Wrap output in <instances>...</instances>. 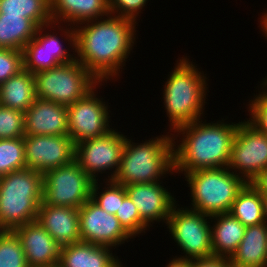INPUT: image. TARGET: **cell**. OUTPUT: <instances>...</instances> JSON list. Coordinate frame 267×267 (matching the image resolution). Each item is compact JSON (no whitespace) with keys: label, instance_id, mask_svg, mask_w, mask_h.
<instances>
[{"label":"cell","instance_id":"obj_37","mask_svg":"<svg viewBox=\"0 0 267 267\" xmlns=\"http://www.w3.org/2000/svg\"><path fill=\"white\" fill-rule=\"evenodd\" d=\"M262 195H267V168L251 182Z\"/></svg>","mask_w":267,"mask_h":267},{"label":"cell","instance_id":"obj_13","mask_svg":"<svg viewBox=\"0 0 267 267\" xmlns=\"http://www.w3.org/2000/svg\"><path fill=\"white\" fill-rule=\"evenodd\" d=\"M26 167L42 174L75 159V143L69 135L24 136Z\"/></svg>","mask_w":267,"mask_h":267},{"label":"cell","instance_id":"obj_21","mask_svg":"<svg viewBox=\"0 0 267 267\" xmlns=\"http://www.w3.org/2000/svg\"><path fill=\"white\" fill-rule=\"evenodd\" d=\"M109 14L108 0H51L53 23H59L60 19V22L68 21L71 25L81 26L84 22L101 19Z\"/></svg>","mask_w":267,"mask_h":267},{"label":"cell","instance_id":"obj_8","mask_svg":"<svg viewBox=\"0 0 267 267\" xmlns=\"http://www.w3.org/2000/svg\"><path fill=\"white\" fill-rule=\"evenodd\" d=\"M93 182L74 159L43 174L41 204L79 209L91 198Z\"/></svg>","mask_w":267,"mask_h":267},{"label":"cell","instance_id":"obj_20","mask_svg":"<svg viewBox=\"0 0 267 267\" xmlns=\"http://www.w3.org/2000/svg\"><path fill=\"white\" fill-rule=\"evenodd\" d=\"M110 248L84 241L62 246L58 267H121Z\"/></svg>","mask_w":267,"mask_h":267},{"label":"cell","instance_id":"obj_2","mask_svg":"<svg viewBox=\"0 0 267 267\" xmlns=\"http://www.w3.org/2000/svg\"><path fill=\"white\" fill-rule=\"evenodd\" d=\"M200 120L175 130L184 135L182 143L173 145L176 173L228 166L232 142L239 123L227 124L217 121L211 124L202 123Z\"/></svg>","mask_w":267,"mask_h":267},{"label":"cell","instance_id":"obj_32","mask_svg":"<svg viewBox=\"0 0 267 267\" xmlns=\"http://www.w3.org/2000/svg\"><path fill=\"white\" fill-rule=\"evenodd\" d=\"M24 138V112L0 105V139Z\"/></svg>","mask_w":267,"mask_h":267},{"label":"cell","instance_id":"obj_31","mask_svg":"<svg viewBox=\"0 0 267 267\" xmlns=\"http://www.w3.org/2000/svg\"><path fill=\"white\" fill-rule=\"evenodd\" d=\"M115 216L119 219L121 226L131 236L145 233L149 227L140 217L137 207L134 205L130 197L127 195L123 201H120V207Z\"/></svg>","mask_w":267,"mask_h":267},{"label":"cell","instance_id":"obj_34","mask_svg":"<svg viewBox=\"0 0 267 267\" xmlns=\"http://www.w3.org/2000/svg\"><path fill=\"white\" fill-rule=\"evenodd\" d=\"M265 90L250 100L248 111L251 113V118L247 121L260 132L267 134V88Z\"/></svg>","mask_w":267,"mask_h":267},{"label":"cell","instance_id":"obj_40","mask_svg":"<svg viewBox=\"0 0 267 267\" xmlns=\"http://www.w3.org/2000/svg\"><path fill=\"white\" fill-rule=\"evenodd\" d=\"M263 211L265 222H267V195H263Z\"/></svg>","mask_w":267,"mask_h":267},{"label":"cell","instance_id":"obj_28","mask_svg":"<svg viewBox=\"0 0 267 267\" xmlns=\"http://www.w3.org/2000/svg\"><path fill=\"white\" fill-rule=\"evenodd\" d=\"M26 168L23 138L0 139V177Z\"/></svg>","mask_w":267,"mask_h":267},{"label":"cell","instance_id":"obj_10","mask_svg":"<svg viewBox=\"0 0 267 267\" xmlns=\"http://www.w3.org/2000/svg\"><path fill=\"white\" fill-rule=\"evenodd\" d=\"M227 168L233 169V173L237 169L235 174L251 183L267 168V134L257 130L248 121L239 122Z\"/></svg>","mask_w":267,"mask_h":267},{"label":"cell","instance_id":"obj_14","mask_svg":"<svg viewBox=\"0 0 267 267\" xmlns=\"http://www.w3.org/2000/svg\"><path fill=\"white\" fill-rule=\"evenodd\" d=\"M81 241L116 247L131 236L121 226L119 219L104 211L91 198L79 209Z\"/></svg>","mask_w":267,"mask_h":267},{"label":"cell","instance_id":"obj_17","mask_svg":"<svg viewBox=\"0 0 267 267\" xmlns=\"http://www.w3.org/2000/svg\"><path fill=\"white\" fill-rule=\"evenodd\" d=\"M127 195L139 211L141 219L149 226L153 221H165L174 205V197L159 182L125 185Z\"/></svg>","mask_w":267,"mask_h":267},{"label":"cell","instance_id":"obj_30","mask_svg":"<svg viewBox=\"0 0 267 267\" xmlns=\"http://www.w3.org/2000/svg\"><path fill=\"white\" fill-rule=\"evenodd\" d=\"M97 181L98 179L93 182L91 199L104 211L115 215L120 207V201H123V199L127 196L125 186L109 180L107 182L109 184L106 183L109 187H105V190L99 194V184ZM97 194H99V196Z\"/></svg>","mask_w":267,"mask_h":267},{"label":"cell","instance_id":"obj_9","mask_svg":"<svg viewBox=\"0 0 267 267\" xmlns=\"http://www.w3.org/2000/svg\"><path fill=\"white\" fill-rule=\"evenodd\" d=\"M174 205L167 220L170 234L186 253L178 259H199L213 256L211 245V225L207 221V214L193 209L181 210Z\"/></svg>","mask_w":267,"mask_h":267},{"label":"cell","instance_id":"obj_15","mask_svg":"<svg viewBox=\"0 0 267 267\" xmlns=\"http://www.w3.org/2000/svg\"><path fill=\"white\" fill-rule=\"evenodd\" d=\"M50 25L40 26L36 35L23 49L24 69L33 75L76 60V56L72 57V54L62 48L63 45L54 33L51 35L46 32V34L42 35L41 33L40 35V32Z\"/></svg>","mask_w":267,"mask_h":267},{"label":"cell","instance_id":"obj_27","mask_svg":"<svg viewBox=\"0 0 267 267\" xmlns=\"http://www.w3.org/2000/svg\"><path fill=\"white\" fill-rule=\"evenodd\" d=\"M0 15L23 16L39 27L55 25L51 17V0H0Z\"/></svg>","mask_w":267,"mask_h":267},{"label":"cell","instance_id":"obj_1","mask_svg":"<svg viewBox=\"0 0 267 267\" xmlns=\"http://www.w3.org/2000/svg\"><path fill=\"white\" fill-rule=\"evenodd\" d=\"M102 19L84 22L87 24L78 25L77 29L70 26L71 30L66 28L64 33L75 48L76 60L99 82L117 76L136 39V22L133 20L111 14Z\"/></svg>","mask_w":267,"mask_h":267},{"label":"cell","instance_id":"obj_29","mask_svg":"<svg viewBox=\"0 0 267 267\" xmlns=\"http://www.w3.org/2000/svg\"><path fill=\"white\" fill-rule=\"evenodd\" d=\"M0 267H29L21 242L13 231H0Z\"/></svg>","mask_w":267,"mask_h":267},{"label":"cell","instance_id":"obj_4","mask_svg":"<svg viewBox=\"0 0 267 267\" xmlns=\"http://www.w3.org/2000/svg\"><path fill=\"white\" fill-rule=\"evenodd\" d=\"M43 174L22 169L0 177V231L37 220L42 203Z\"/></svg>","mask_w":267,"mask_h":267},{"label":"cell","instance_id":"obj_16","mask_svg":"<svg viewBox=\"0 0 267 267\" xmlns=\"http://www.w3.org/2000/svg\"><path fill=\"white\" fill-rule=\"evenodd\" d=\"M29 267H58L61 246L36 220L13 230Z\"/></svg>","mask_w":267,"mask_h":267},{"label":"cell","instance_id":"obj_3","mask_svg":"<svg viewBox=\"0 0 267 267\" xmlns=\"http://www.w3.org/2000/svg\"><path fill=\"white\" fill-rule=\"evenodd\" d=\"M174 140L171 135H162L137 145L125 137L122 159L112 181L124 186L152 183L167 172L173 174Z\"/></svg>","mask_w":267,"mask_h":267},{"label":"cell","instance_id":"obj_7","mask_svg":"<svg viewBox=\"0 0 267 267\" xmlns=\"http://www.w3.org/2000/svg\"><path fill=\"white\" fill-rule=\"evenodd\" d=\"M39 99L70 105L96 89L100 82L77 60L34 74Z\"/></svg>","mask_w":267,"mask_h":267},{"label":"cell","instance_id":"obj_19","mask_svg":"<svg viewBox=\"0 0 267 267\" xmlns=\"http://www.w3.org/2000/svg\"><path fill=\"white\" fill-rule=\"evenodd\" d=\"M37 221L61 247L81 241L76 208L40 204Z\"/></svg>","mask_w":267,"mask_h":267},{"label":"cell","instance_id":"obj_12","mask_svg":"<svg viewBox=\"0 0 267 267\" xmlns=\"http://www.w3.org/2000/svg\"><path fill=\"white\" fill-rule=\"evenodd\" d=\"M95 95L94 89L84 98L67 106L68 135L75 144L103 136L109 126L108 106Z\"/></svg>","mask_w":267,"mask_h":267},{"label":"cell","instance_id":"obj_38","mask_svg":"<svg viewBox=\"0 0 267 267\" xmlns=\"http://www.w3.org/2000/svg\"><path fill=\"white\" fill-rule=\"evenodd\" d=\"M167 267H191V260L175 258L168 263Z\"/></svg>","mask_w":267,"mask_h":267},{"label":"cell","instance_id":"obj_25","mask_svg":"<svg viewBox=\"0 0 267 267\" xmlns=\"http://www.w3.org/2000/svg\"><path fill=\"white\" fill-rule=\"evenodd\" d=\"M39 26L23 16L0 15V48L23 51Z\"/></svg>","mask_w":267,"mask_h":267},{"label":"cell","instance_id":"obj_5","mask_svg":"<svg viewBox=\"0 0 267 267\" xmlns=\"http://www.w3.org/2000/svg\"><path fill=\"white\" fill-rule=\"evenodd\" d=\"M196 67L182 57L165 83L164 105L174 131L199 120L203 114L207 78Z\"/></svg>","mask_w":267,"mask_h":267},{"label":"cell","instance_id":"obj_26","mask_svg":"<svg viewBox=\"0 0 267 267\" xmlns=\"http://www.w3.org/2000/svg\"><path fill=\"white\" fill-rule=\"evenodd\" d=\"M229 213L246 227L264 223L263 195L247 182L237 194Z\"/></svg>","mask_w":267,"mask_h":267},{"label":"cell","instance_id":"obj_18","mask_svg":"<svg viewBox=\"0 0 267 267\" xmlns=\"http://www.w3.org/2000/svg\"><path fill=\"white\" fill-rule=\"evenodd\" d=\"M68 135L67 106L36 98L24 112V136Z\"/></svg>","mask_w":267,"mask_h":267},{"label":"cell","instance_id":"obj_23","mask_svg":"<svg viewBox=\"0 0 267 267\" xmlns=\"http://www.w3.org/2000/svg\"><path fill=\"white\" fill-rule=\"evenodd\" d=\"M208 219L217 221L211 227L213 256L230 258L241 243L246 226L229 212L215 214Z\"/></svg>","mask_w":267,"mask_h":267},{"label":"cell","instance_id":"obj_33","mask_svg":"<svg viewBox=\"0 0 267 267\" xmlns=\"http://www.w3.org/2000/svg\"><path fill=\"white\" fill-rule=\"evenodd\" d=\"M23 69V51L0 48V84Z\"/></svg>","mask_w":267,"mask_h":267},{"label":"cell","instance_id":"obj_39","mask_svg":"<svg viewBox=\"0 0 267 267\" xmlns=\"http://www.w3.org/2000/svg\"><path fill=\"white\" fill-rule=\"evenodd\" d=\"M261 23V28L262 31L264 32V34L266 35L265 37H267V13H264V15L262 16V19L260 21ZM265 82H263L261 85H263V88H265L267 86V79L264 80ZM265 86V87H264Z\"/></svg>","mask_w":267,"mask_h":267},{"label":"cell","instance_id":"obj_24","mask_svg":"<svg viewBox=\"0 0 267 267\" xmlns=\"http://www.w3.org/2000/svg\"><path fill=\"white\" fill-rule=\"evenodd\" d=\"M32 73L23 69L0 84V105L26 112L36 100Z\"/></svg>","mask_w":267,"mask_h":267},{"label":"cell","instance_id":"obj_22","mask_svg":"<svg viewBox=\"0 0 267 267\" xmlns=\"http://www.w3.org/2000/svg\"><path fill=\"white\" fill-rule=\"evenodd\" d=\"M235 267H267V223L246 227L243 239L230 257Z\"/></svg>","mask_w":267,"mask_h":267},{"label":"cell","instance_id":"obj_35","mask_svg":"<svg viewBox=\"0 0 267 267\" xmlns=\"http://www.w3.org/2000/svg\"><path fill=\"white\" fill-rule=\"evenodd\" d=\"M146 1L148 0H108L109 12L136 22L137 15L144 8Z\"/></svg>","mask_w":267,"mask_h":267},{"label":"cell","instance_id":"obj_36","mask_svg":"<svg viewBox=\"0 0 267 267\" xmlns=\"http://www.w3.org/2000/svg\"><path fill=\"white\" fill-rule=\"evenodd\" d=\"M191 267H235L230 258L211 256L191 260Z\"/></svg>","mask_w":267,"mask_h":267},{"label":"cell","instance_id":"obj_11","mask_svg":"<svg viewBox=\"0 0 267 267\" xmlns=\"http://www.w3.org/2000/svg\"><path fill=\"white\" fill-rule=\"evenodd\" d=\"M119 133L112 129L103 136L75 144V160L92 180L96 181L98 172L112 168L115 170L107 181L114 178L125 146V136Z\"/></svg>","mask_w":267,"mask_h":267},{"label":"cell","instance_id":"obj_6","mask_svg":"<svg viewBox=\"0 0 267 267\" xmlns=\"http://www.w3.org/2000/svg\"><path fill=\"white\" fill-rule=\"evenodd\" d=\"M227 167L185 173L191 189L192 207L209 216L228 213L239 191L247 183Z\"/></svg>","mask_w":267,"mask_h":267}]
</instances>
